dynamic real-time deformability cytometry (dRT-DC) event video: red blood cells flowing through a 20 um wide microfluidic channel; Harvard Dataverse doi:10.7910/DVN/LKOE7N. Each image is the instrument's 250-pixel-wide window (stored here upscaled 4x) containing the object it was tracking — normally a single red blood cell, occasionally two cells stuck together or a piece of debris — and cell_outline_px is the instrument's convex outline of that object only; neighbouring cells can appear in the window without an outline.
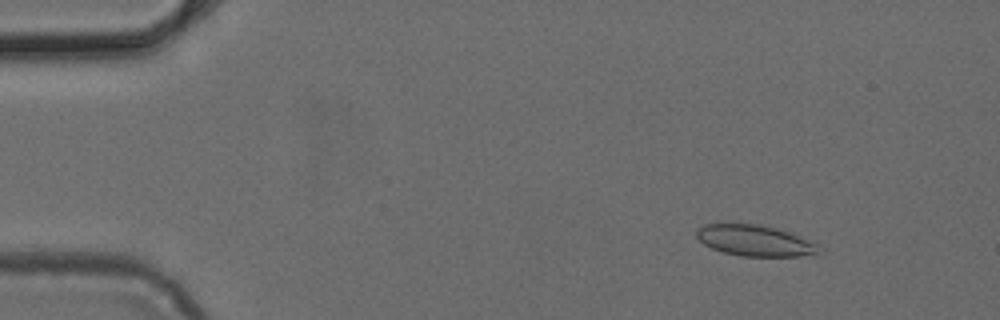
{"species": "common noctule bat (a hibernating species)", "species_latin": "Nyctalus noctula", "temperature_condition": "cold", "stored_images_in_passage": 3, "camera_frame_rate_fps": 3000, "um_per_image_px": 0.085, "animal": {"sex": "female", "body_mass_g": 24.6, "forearm_length_mm": 56.2}, "frame": {"image": 1, "passage_image": 2, "time_ms": 0.333, "image_size_px": [1000, 320], "cell_outline_px": [[820, 256], [740, 256], [724, 252], [712, 248], [704, 244], [696, 236], [696, 228], [704, 224], [760, 224], [796, 232], [820, 244]], "centroid_in_image_um": [64.3, 20.45], "position_along_channel_um": 20.7, "area_um2": 22.83}}